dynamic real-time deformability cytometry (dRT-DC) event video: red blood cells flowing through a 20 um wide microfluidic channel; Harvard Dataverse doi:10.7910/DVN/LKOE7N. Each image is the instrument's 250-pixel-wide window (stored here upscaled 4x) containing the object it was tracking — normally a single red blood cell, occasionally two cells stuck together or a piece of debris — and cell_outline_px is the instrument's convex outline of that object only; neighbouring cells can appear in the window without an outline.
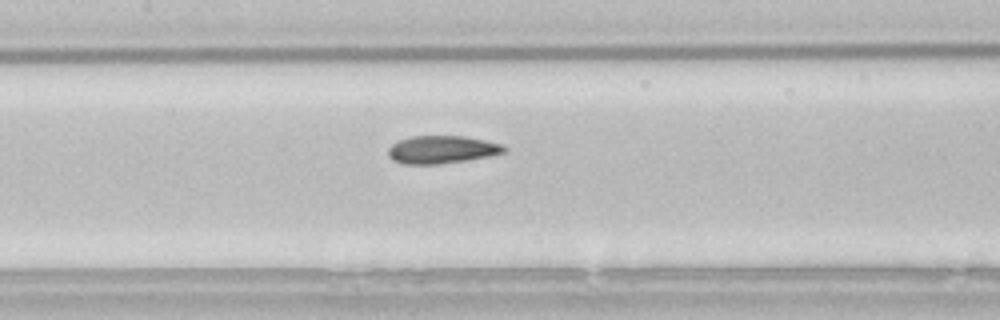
{"species": "common noctule bat (a hibernating species)", "species_latin": "Nyctalus noctula", "temperature_condition": "room temperature", "stored_images_in_passage": 35, "camera_frame_rate_fps": 3000, "um_per_image_px": 0.085, "animal": {"sex": "male", "body_mass_g": 21.5, "forearm_length_mm": 52.0}, "frame": {"image": 1, "passage_image": 16, "time_ms": 5.0, "image_size_px": [1000, 320], "cell_outline_px": [[508, 148], [504, 152], [488, 156], [440, 164], [404, 164], [392, 160], [388, 156], [388, 148], [392, 144], [400, 140], [412, 136], [464, 136], [504, 144]], "centroid_in_image_um": [37.55, 12.71], "position_along_channel_um": 169.9, "area_um2": 18.73}}
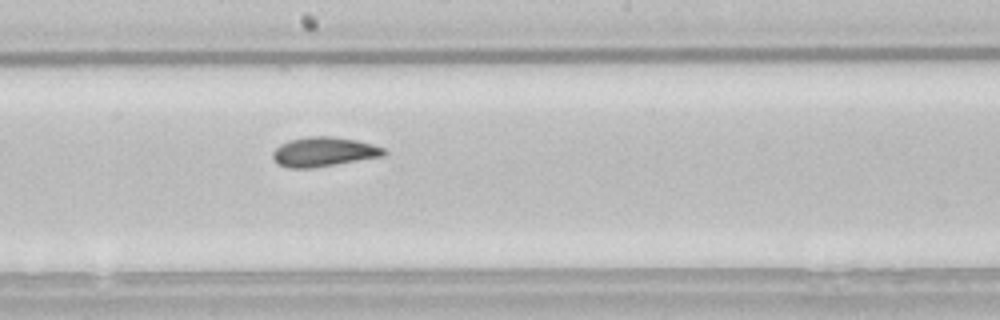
{"frame": {"image": 2, "passage_image": 20, "time_ms": 6.333, "image_size_px": [1000, 320], "cell_outline_px": [[388, 152], [384, 156], [312, 168], [288, 168], [276, 164], [272, 156], [272, 152], [280, 144], [288, 140], [308, 136], [332, 136], [356, 140], [372, 144], [384, 148]], "centroid_in_image_um": [27.5, 12.9], "position_along_channel_um": 220.7, "area_um2": 19.25}}